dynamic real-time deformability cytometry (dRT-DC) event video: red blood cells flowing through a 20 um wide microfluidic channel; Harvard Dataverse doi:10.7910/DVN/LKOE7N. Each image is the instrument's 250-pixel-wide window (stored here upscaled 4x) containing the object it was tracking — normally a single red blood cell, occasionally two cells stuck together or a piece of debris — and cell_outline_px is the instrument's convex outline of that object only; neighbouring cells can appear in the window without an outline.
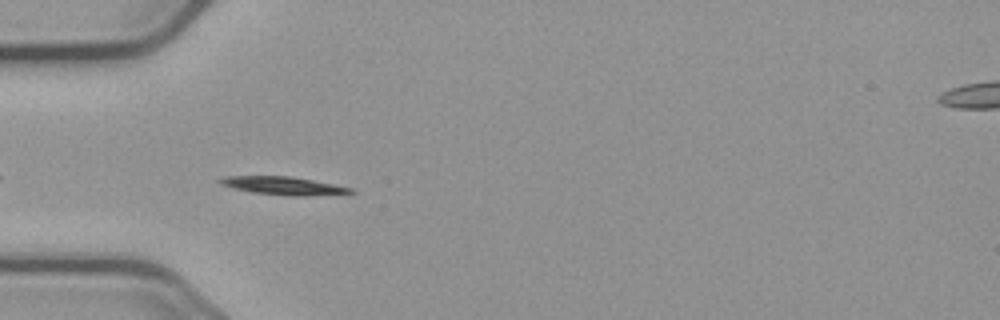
{"species": "common noctule bat (a hibernating species)", "species_latin": "Nyctalus noctula", "temperature_condition": "cold", "stored_images_in_passage": 43, "camera_frame_rate_fps": 3000, "um_per_image_px": 0.085, "animal": {"sex": "male", "body_mass_g": 23.1, "forearm_length_mm": 52.7}, "frame": {"image": 1, "passage_image": 4, "time_ms": 1.0, "image_size_px": [1000, 320], "cell_outline_px": [[356, 192], [304, 196], [292, 196], [252, 192], [232, 188], [220, 184], [216, 180], [224, 176], [288, 176], [312, 180], [352, 188]], "centroid_in_image_um": [24.01, 15.78], "position_along_channel_um": 61.0, "area_um2": 13.58}}
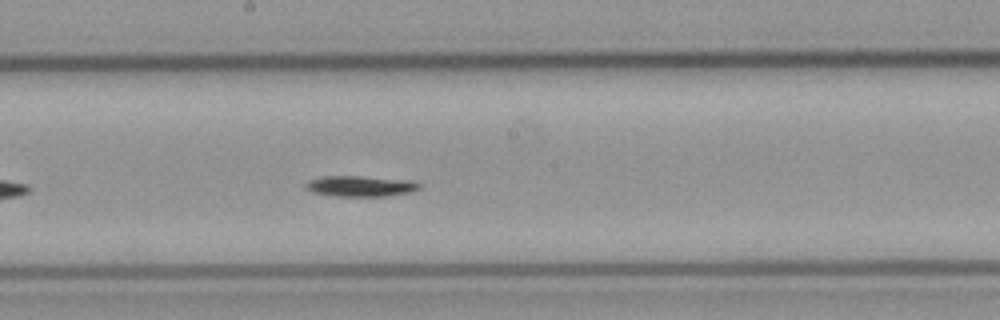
{"frame": {"image": 2, "passage_image": 17, "time_ms": 5.333, "image_size_px": [1000, 320], "cell_outline_px": [[420, 188], [412, 192], [388, 196], [332, 196], [312, 192], [304, 188], [304, 184], [312, 180], [324, 176], [360, 176], [412, 180], [420, 184]], "centroid_in_image_um": [30.66, 15.83], "position_along_channel_um": 217.5, "area_um2": 13.81}}
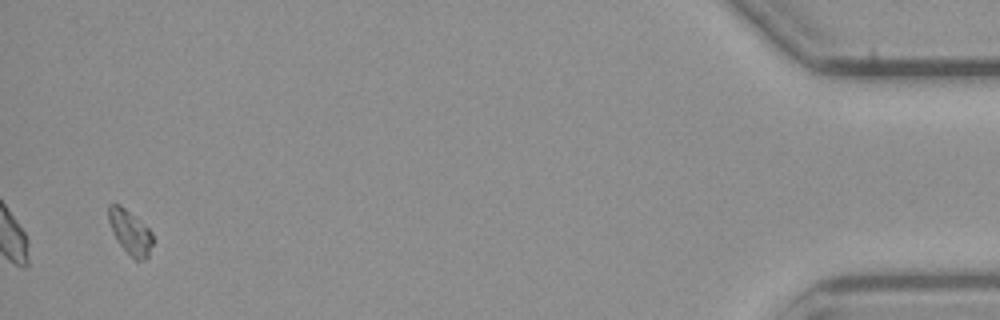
{"frame": {"image": 3, "passage_image": 41, "time_ms": 13.333, "image_size_px": [1000, 320], "cell_outline_px": [[152, 244], [148, 256], [144, 260], [136, 260], [116, 240], [112, 232], [108, 220], [108, 204], [120, 204], [148, 228], [152, 232]], "centroid_in_image_um": [11.04, 19.71], "position_along_channel_um": 424.2, "area_um2": 11.16}}